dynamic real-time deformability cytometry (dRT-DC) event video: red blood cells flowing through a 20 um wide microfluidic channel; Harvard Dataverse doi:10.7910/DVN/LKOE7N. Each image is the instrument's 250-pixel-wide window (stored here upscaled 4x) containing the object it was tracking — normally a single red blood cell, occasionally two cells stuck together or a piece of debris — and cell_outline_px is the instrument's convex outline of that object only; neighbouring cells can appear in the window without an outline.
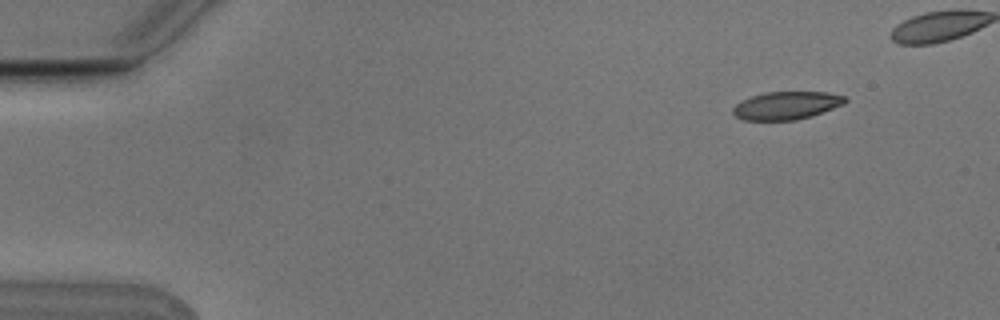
{"species": "Egyptian fruit bat (a non-hibernating species)", "species_latin": "Rousettus aegyptiacus", "temperature_condition": "cold", "stored_images_in_passage": 7, "camera_frame_rate_fps": 3000, "um_per_image_px": 0.085, "animal": {"sex": "male"}, "frame": {"image": 1, "passage_image": 2, "time_ms": 0.333, "image_size_px": [1000, 320], "cell_outline_px": [[848, 100], [844, 104], [812, 116], [796, 120], [744, 120], [736, 116], [732, 112], [732, 108], [736, 104], [752, 96], [768, 92], [828, 92], [844, 96]], "centroid_in_image_um": [66.87, 8.97], "position_along_channel_um": 18.1, "area_um2": 18.15}}